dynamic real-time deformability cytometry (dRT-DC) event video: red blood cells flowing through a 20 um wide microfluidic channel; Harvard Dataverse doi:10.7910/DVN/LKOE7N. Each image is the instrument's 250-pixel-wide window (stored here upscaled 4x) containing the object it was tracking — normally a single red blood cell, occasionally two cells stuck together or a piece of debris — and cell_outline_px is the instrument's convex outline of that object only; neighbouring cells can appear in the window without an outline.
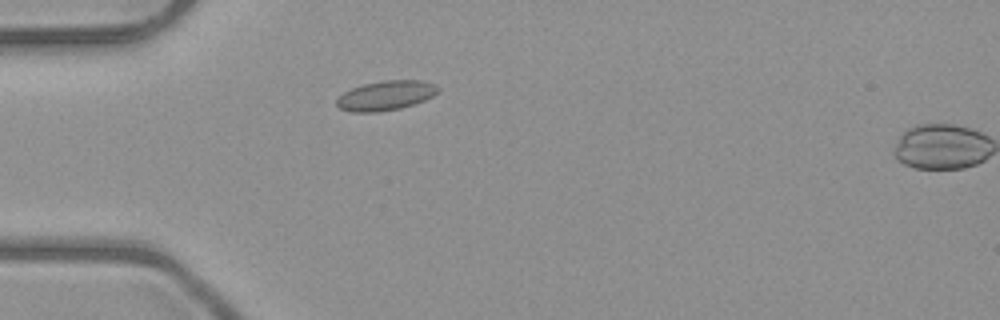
{"species": "common noctule bat (a hibernating species)", "species_latin": "Nyctalus noctula", "temperature_condition": "room temperature", "stored_images_in_passage": 2, "camera_frame_rate_fps": 3000, "um_per_image_px": 0.085, "animal": {"sex": "male", "body_mass_g": 23.1, "forearm_length_mm": 52.7}, "frame": {"image": 1, "passage_image": 1, "time_ms": 0.0, "image_size_px": [1000, 320], "cell_outline_px": [[440, 92], [424, 100], [400, 108], [376, 112], [352, 112], [340, 108], [336, 104], [336, 100], [344, 92], [352, 88], [364, 84], [384, 80], [420, 80], [436, 84], [440, 88]], "centroid_in_image_um": [32.82, 8.11], "position_along_channel_um": 52.2, "area_um2": 17.4}}